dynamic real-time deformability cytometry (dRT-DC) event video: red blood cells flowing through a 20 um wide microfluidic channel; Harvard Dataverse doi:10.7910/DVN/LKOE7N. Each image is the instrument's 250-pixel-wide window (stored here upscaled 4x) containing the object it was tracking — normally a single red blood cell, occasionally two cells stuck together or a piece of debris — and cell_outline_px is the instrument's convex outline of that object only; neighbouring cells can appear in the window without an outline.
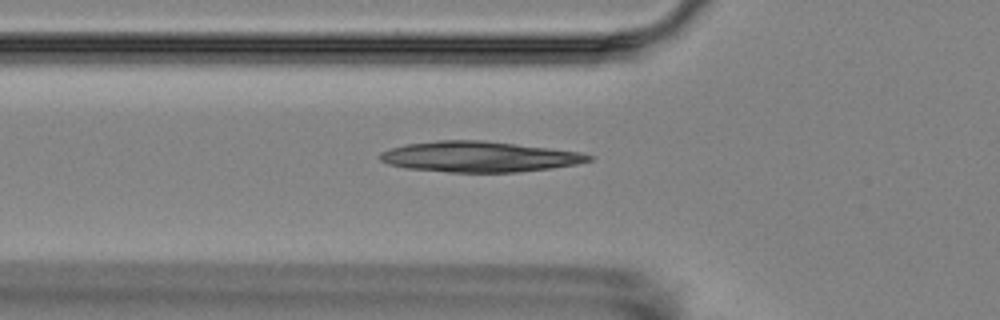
{"species": "Egyptian fruit bat (a non-hibernating species)", "species_latin": "Rousettus aegyptiacus", "temperature_condition": "room temperature", "stored_images_in_passage": 4, "camera_frame_rate_fps": 3000, "um_per_image_px": 0.085, "animal": {"sex": "female"}, "frame": {"image": 1, "passage_image": 4, "time_ms": 4.333, "image_size_px": [1000, 320], "cell_outline_px": [[592, 160], [576, 164], [552, 168], [516, 172], [448, 172], [404, 168], [388, 164], [380, 160], [380, 152], [404, 144], [436, 140], [484, 140], [580, 152], [592, 156]], "centroid_in_image_um": [40.69, 13.32], "position_along_channel_um": 85.1, "area_um2": 37.17}}